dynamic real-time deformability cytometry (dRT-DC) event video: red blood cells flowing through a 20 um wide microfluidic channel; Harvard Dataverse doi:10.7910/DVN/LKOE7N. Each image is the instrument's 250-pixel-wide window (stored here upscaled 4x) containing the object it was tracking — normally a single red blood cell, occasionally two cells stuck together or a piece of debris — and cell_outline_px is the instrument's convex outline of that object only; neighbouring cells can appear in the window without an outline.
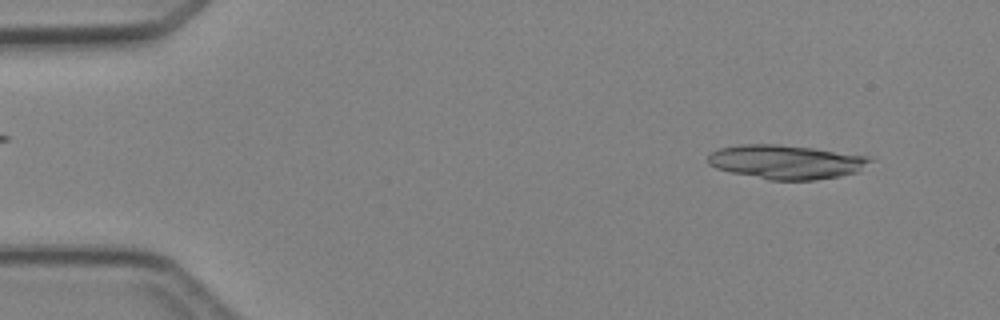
{"species": "Egyptian fruit bat (a non-hibernating species)", "species_latin": "Rousettus aegyptiacus", "temperature_condition": "cold", "stored_images_in_passage": 5, "camera_frame_rate_fps": 3000, "um_per_image_px": 0.085, "animal": {"sex": "female"}, "frame": {"image": 1, "passage_image": 5, "time_ms": 4.667, "image_size_px": [1000, 320], "cell_outline_px": [[876, 160], [856, 172], [840, 176], [816, 180], [768, 180], [732, 172], [716, 168], [708, 164], [708, 156], [712, 152], [720, 148], [740, 144], [776, 144], [812, 148], [872, 156]], "centroid_in_image_um": [66.87, 13.76], "position_along_channel_um": 18.1, "area_um2": 32.31}}